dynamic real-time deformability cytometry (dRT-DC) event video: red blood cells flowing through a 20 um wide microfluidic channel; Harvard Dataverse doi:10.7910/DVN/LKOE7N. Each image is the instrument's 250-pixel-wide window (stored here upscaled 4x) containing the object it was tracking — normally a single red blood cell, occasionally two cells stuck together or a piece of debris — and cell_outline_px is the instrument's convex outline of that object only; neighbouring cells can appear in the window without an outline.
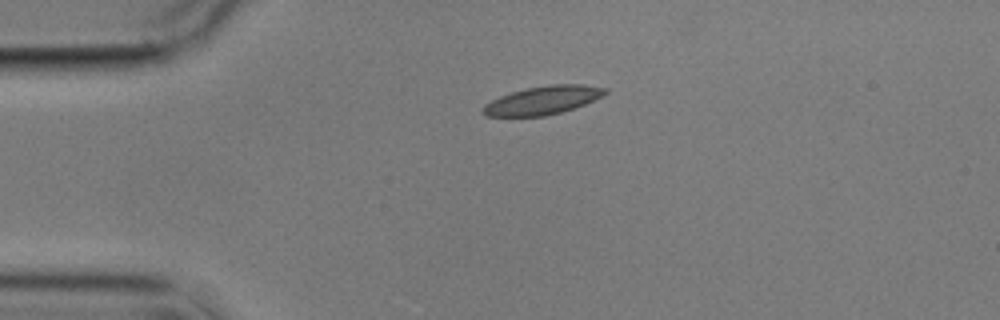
{"species": "common noctule bat (a hibernating species)", "species_latin": "Nyctalus noctula", "temperature_condition": "cold", "stored_images_in_passage": 2, "camera_frame_rate_fps": 3000, "um_per_image_px": 0.085, "animal": {"sex": "male", "body_mass_g": 17.9}, "frame": {"image": 1, "passage_image": 1, "time_ms": 0.0, "image_size_px": [1000, 320], "cell_outline_px": [[608, 92], [584, 104], [560, 112], [544, 116], [484, 116], [480, 112], [484, 104], [500, 96], [512, 92], [528, 88], [548, 84], [584, 84], [608, 88]], "centroid_in_image_um": [46.1, 8.52], "position_along_channel_um": 38.9, "area_um2": 20.06}}